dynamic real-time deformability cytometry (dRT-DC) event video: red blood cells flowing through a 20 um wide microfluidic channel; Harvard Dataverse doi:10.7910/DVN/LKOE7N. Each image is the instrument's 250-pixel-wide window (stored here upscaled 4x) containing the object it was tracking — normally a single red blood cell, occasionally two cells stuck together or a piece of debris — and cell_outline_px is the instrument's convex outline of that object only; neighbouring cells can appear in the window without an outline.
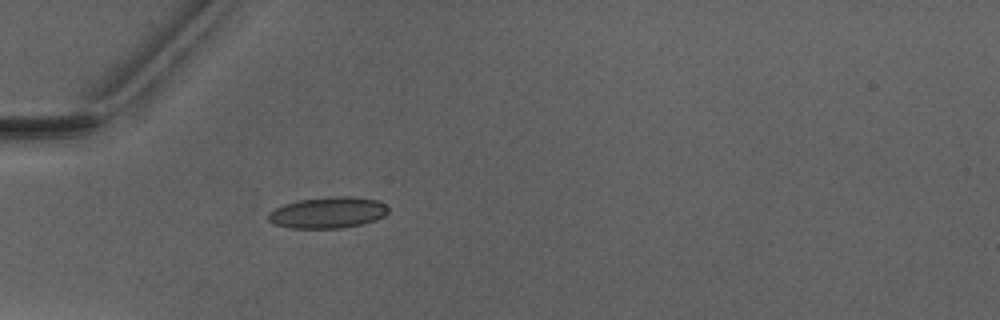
{"species": "Egyptian fruit bat (a non-hibernating species)", "species_latin": "Rousettus aegyptiacus", "temperature_condition": "warm", "stored_images_in_passage": 1, "camera_frame_rate_fps": 3000, "um_per_image_px": 0.085, "animal": {"sex": "male"}, "frame": {"image": 1, "passage_image": 1, "time_ms": 0.0, "image_size_px": [1000, 320], "cell_outline_px": [[388, 212], [384, 216], [376, 220], [360, 224], [340, 228], [292, 228], [272, 224], [268, 220], [268, 212], [284, 204], [296, 200], [328, 196], [352, 196], [376, 200], [384, 204], [388, 208]], "centroid_in_image_um": [27.84, 18.06], "position_along_channel_um": 57.2, "area_um2": 21.96}}